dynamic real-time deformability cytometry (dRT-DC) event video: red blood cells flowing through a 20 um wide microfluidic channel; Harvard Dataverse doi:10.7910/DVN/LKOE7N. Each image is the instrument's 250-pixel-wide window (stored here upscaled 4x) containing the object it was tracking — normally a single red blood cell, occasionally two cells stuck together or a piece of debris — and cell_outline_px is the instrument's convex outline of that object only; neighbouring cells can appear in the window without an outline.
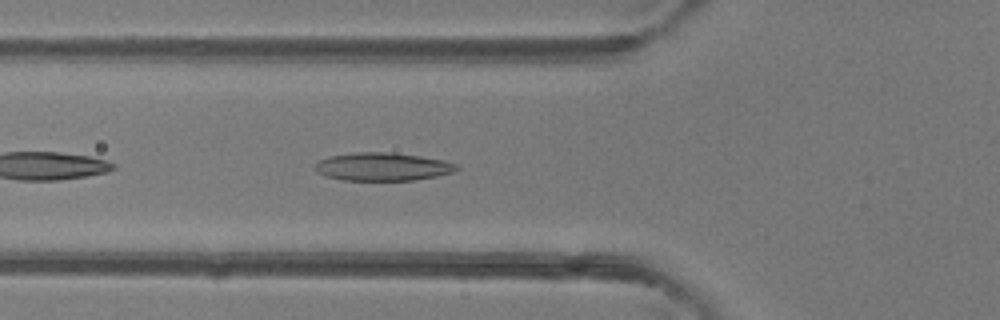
{"species": "common noctule bat (a hibernating species)", "species_latin": "Nyctalus noctula", "temperature_condition": "room temperature", "stored_images_in_passage": 34, "camera_frame_rate_fps": 3000, "um_per_image_px": 0.085, "animal": {"sex": "female"}, "frame": {"image": 1, "passage_image": 4, "time_ms": 1.0, "image_size_px": [1000, 320], "cell_outline_px": [[460, 168], [452, 172], [436, 176], [416, 180], [340, 180], [324, 176], [316, 172], [316, 164], [320, 160], [328, 156], [356, 152], [392, 152], [420, 156], [444, 160], [456, 164]], "centroid_in_image_um": [32.51, 14.17], "position_along_channel_um": 93.3, "area_um2": 23.24}}
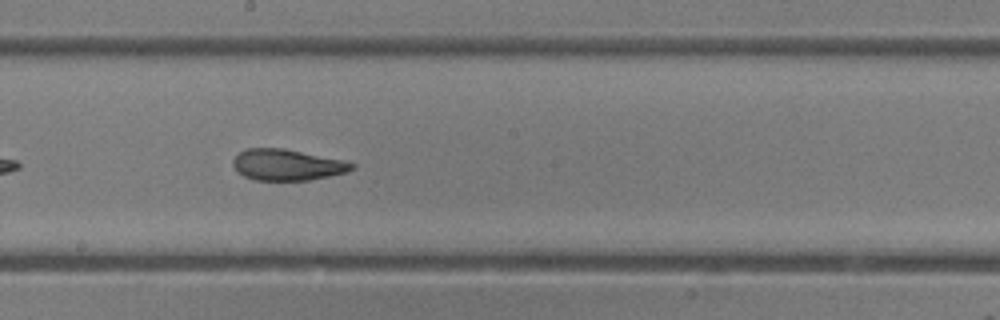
{"frame": {"image": 2, "passage_image": 13, "time_ms": 4.0, "image_size_px": [1000, 320], "cell_outline_px": [[356, 168], [348, 172], [308, 180], [256, 180], [244, 176], [236, 172], [232, 164], [232, 160], [240, 152], [248, 148], [284, 148], [344, 160], [356, 164]], "centroid_in_image_um": [24.42, 14.01], "position_along_channel_um": 223.8, "area_um2": 21.68}}
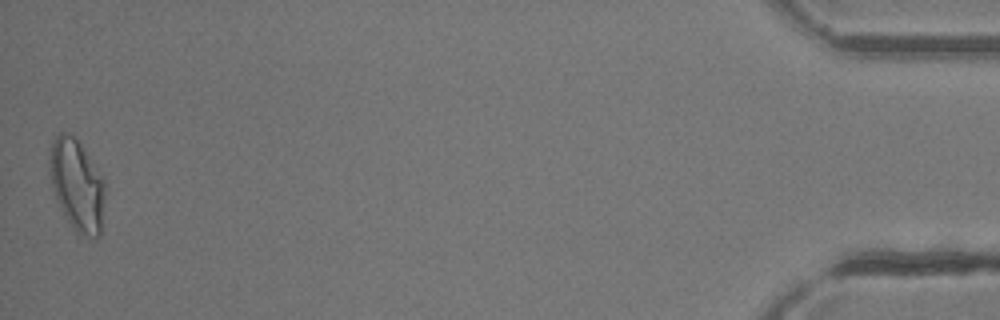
{"frame": {"image": 3, "passage_image": 34, "time_ms": 11.0, "image_size_px": [1000, 320], "cell_outline_px": [[104, 200], [100, 236], [96, 240], [76, 232], [68, 220], [52, 188], [52, 144], [56, 136], [60, 132], [64, 132], [72, 136], [80, 144], [104, 176]], "centroid_in_image_um": [6.62, 15.78], "position_along_channel_um": 428.6, "area_um2": 28.61}, "authors_computed_cell_mechanics": {"area_um2": 22.4842, "velocity_mm_per_s": 4.3305, "shape_relaxation_time_tau1_ms": 8.3501, "shape_relaxation_time_tau2_ms": 2.1866, "deformation_change_tau1": 0.2407, "deformation_change_tau2": 0.0891}}